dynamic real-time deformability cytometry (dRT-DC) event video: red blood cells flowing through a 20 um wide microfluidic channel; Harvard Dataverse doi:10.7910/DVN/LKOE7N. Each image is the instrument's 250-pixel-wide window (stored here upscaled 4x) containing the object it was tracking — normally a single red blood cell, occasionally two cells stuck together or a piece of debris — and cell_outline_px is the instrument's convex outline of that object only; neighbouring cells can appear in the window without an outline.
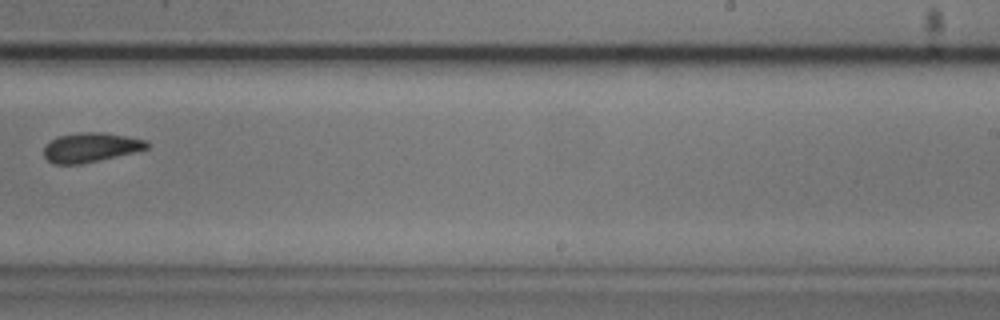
{"species": "common noctule bat (a hibernating species)", "species_latin": "Nyctalus noctula", "temperature_condition": "cold", "stored_images_in_passage": 7, "camera_frame_rate_fps": 3000, "um_per_image_px": 0.085, "animal": {"sex": "male", "body_mass_g": 20.5, "forearm_length_mm": 52.5}, "frame": {"image": 1, "passage_image": 6, "time_ms": 7.0, "image_size_px": [1000, 320], "cell_outline_px": [[148, 148], [136, 152], [100, 160], [80, 164], [52, 164], [44, 156], [44, 148], [52, 140], [60, 136], [80, 132], [104, 132], [148, 140]], "centroid_in_image_um": [7.74, 12.53], "position_along_channel_um": 281.3, "area_um2": 17.63}}
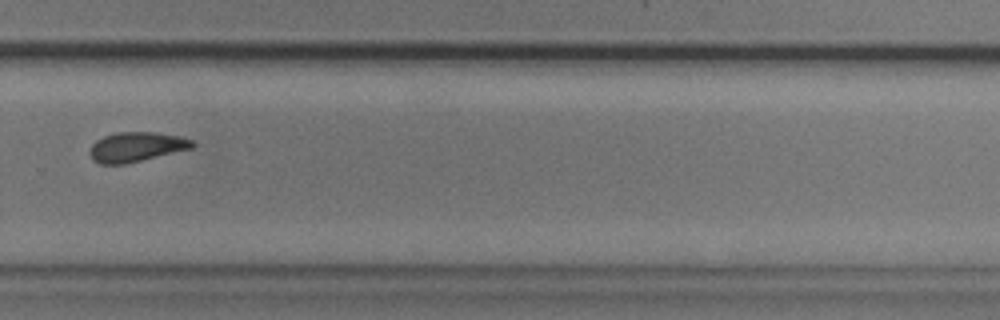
{"frame": {"image": 2, "passage_image": 7, "time_ms": 8.0, "image_size_px": [1000, 320], "cell_outline_px": [[196, 144], [192, 148], [124, 164], [100, 164], [92, 160], [88, 152], [92, 144], [96, 140], [104, 136], [116, 132], [156, 132], [180, 136], [192, 140]], "centroid_in_image_um": [11.56, 12.48], "position_along_channel_um": 318.2, "area_um2": 17.74}}